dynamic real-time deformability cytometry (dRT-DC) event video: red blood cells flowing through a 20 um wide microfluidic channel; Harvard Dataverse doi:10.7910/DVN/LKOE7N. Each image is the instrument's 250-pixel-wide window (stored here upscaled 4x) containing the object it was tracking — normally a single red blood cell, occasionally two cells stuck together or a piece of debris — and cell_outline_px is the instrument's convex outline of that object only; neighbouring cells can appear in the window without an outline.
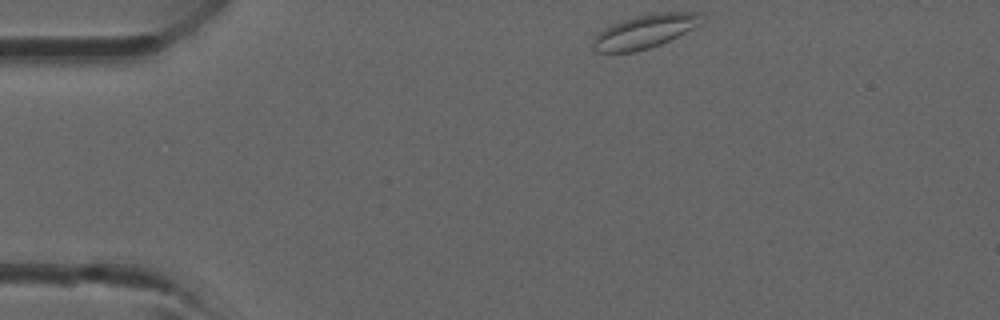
{"species": "common noctule bat (a hibernating species)", "species_latin": "Nyctalus noctula", "temperature_condition": "room temperature", "stored_images_in_passage": 30, "camera_frame_rate_fps": 3000, "um_per_image_px": 0.085, "animal": {"sex": "male", "forearm_length_mm": 52.5}, "frame": {"image": 1, "passage_image": 1, "time_ms": 0.0, "image_size_px": [1000, 320], "cell_outline_px": [[700, 24], [660, 44], [648, 48], [632, 52], [596, 52], [592, 48], [592, 40], [604, 28], [612, 24], [636, 16], [652, 12], [700, 12]], "centroid_in_image_um": [54.75, 2.67], "position_along_channel_um": 30.2, "area_um2": 20.87}}
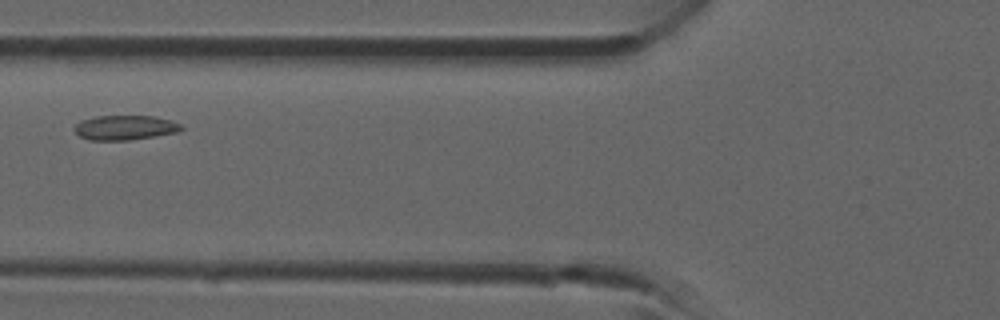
{"frame": {"image": 2, "passage_image": 10, "time_ms": 3.0, "image_size_px": [1000, 320], "cell_outline_px": [[184, 128], [176, 132], [128, 140], [88, 140], [80, 136], [72, 128], [80, 120], [96, 116], [152, 116], [172, 120], [180, 124]], "centroid_in_image_um": [10.58, 10.84], "position_along_channel_um": 115.2, "area_um2": 15.26}}
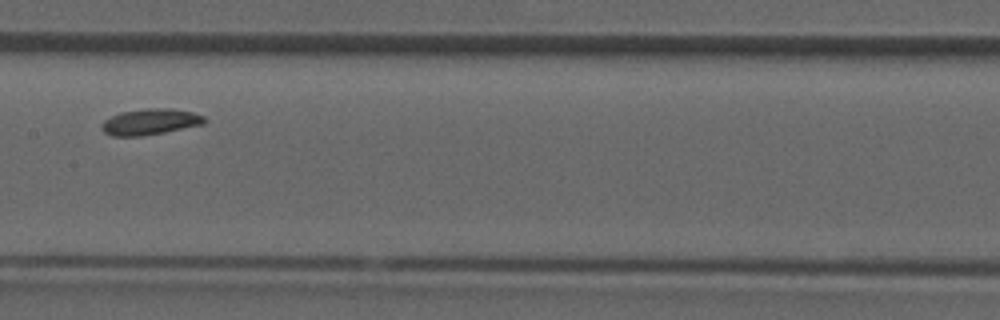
{"frame": {"image": 3, "passage_image": 15, "time_ms": 4.667, "image_size_px": [1000, 320], "cell_outline_px": [[208, 120], [204, 124], [164, 132], [140, 136], [112, 136], [104, 132], [100, 128], [100, 124], [104, 120], [120, 112], [144, 108], [168, 108], [192, 112], [204, 116]], "centroid_in_image_um": [12.75, 10.35], "position_along_channel_um": 194.7, "area_um2": 15.66}}